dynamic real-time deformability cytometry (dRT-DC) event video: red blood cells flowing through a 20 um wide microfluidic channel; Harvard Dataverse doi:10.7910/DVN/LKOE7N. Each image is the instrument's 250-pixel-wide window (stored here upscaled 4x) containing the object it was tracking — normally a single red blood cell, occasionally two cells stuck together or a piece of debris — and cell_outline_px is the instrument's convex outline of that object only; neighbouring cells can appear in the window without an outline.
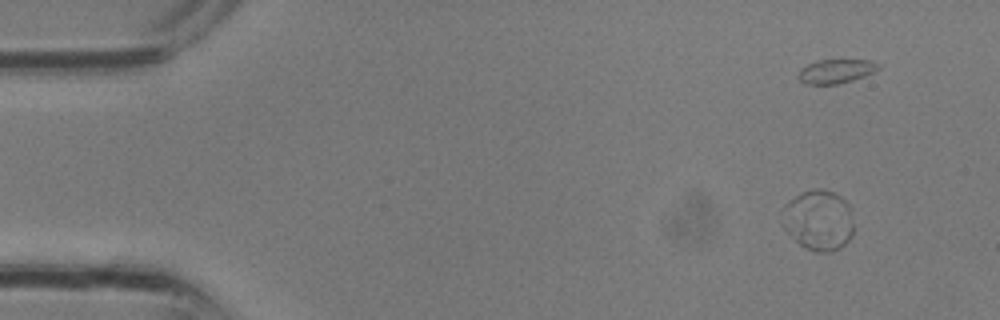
{"species": "common noctule bat (a hibernating species)", "species_latin": "Nyctalus noctula", "temperature_condition": "room temperature", "stored_images_in_passage": 10, "segment_of_instrument_passage": [1, 2], "camera_frame_rate_fps": 3000, "um_per_image_px": 0.085, "animal": {"sex": "male", "body_mass_g": 13.3}, "frame": {"image": 1, "passage_image": 1, "time_ms": 0.0, "image_size_px": [1000, 320], "cell_outline_px": [[852, 236], [844, 244], [828, 252], [816, 252], [804, 248], [784, 228], [804, 220], [852, 224]], "centroid_in_image_um": [69.74, 19.96], "position_along_channel_um": 15.3, "area_um2": 11.1}}